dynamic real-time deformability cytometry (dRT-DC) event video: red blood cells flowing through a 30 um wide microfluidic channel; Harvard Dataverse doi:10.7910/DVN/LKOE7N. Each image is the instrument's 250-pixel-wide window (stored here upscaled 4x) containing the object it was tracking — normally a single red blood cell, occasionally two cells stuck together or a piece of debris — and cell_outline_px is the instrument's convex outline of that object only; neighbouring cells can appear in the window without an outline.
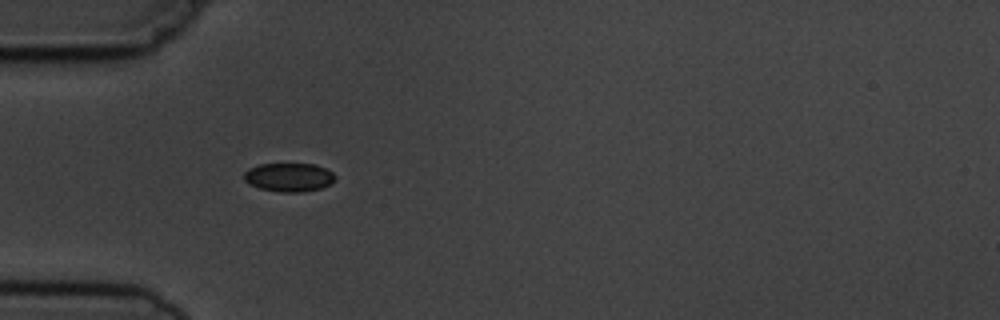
{"species": "common noctule bat (a hibernating species)", "species_latin": "Nyctalus noctula", "temperature_condition": "cold", "stored_images_in_passage": 7, "camera_frame_rate_fps": 3000, "um_per_image_px": 0.085, "animal": {"sex": "male", "body_mass_g": 19.5, "forearm_length_mm": 54.6}, "frame": {"image": 1, "passage_image": 1, "time_ms": 0.0, "image_size_px": [1000, 320], "cell_outline_px": [[336, 180], [332, 184], [320, 188], [304, 192], [280, 192], [260, 188], [244, 180], [244, 172], [248, 168], [260, 164], [316, 164], [332, 172], [336, 176]], "centroid_in_image_um": [24.6, 15.06], "position_along_channel_um": 60.4, "area_um2": 15.26}}
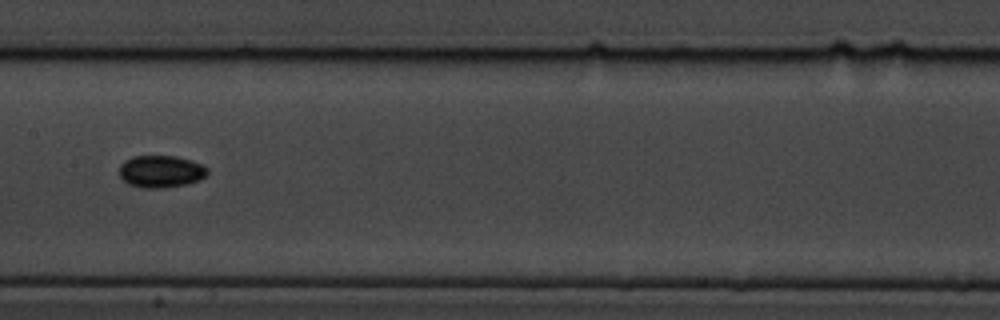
{"frame": {"image": 2, "passage_image": 4, "time_ms": 3.667, "image_size_px": [1000, 320], "cell_outline_px": [[208, 172], [200, 180], [188, 184], [164, 188], [144, 188], [128, 184], [120, 176], [120, 164], [124, 160], [132, 156], [176, 156], [192, 160], [204, 164], [208, 168]], "centroid_in_image_um": [13.7, 14.57], "position_along_channel_um": 193.7, "area_um2": 16.76}}
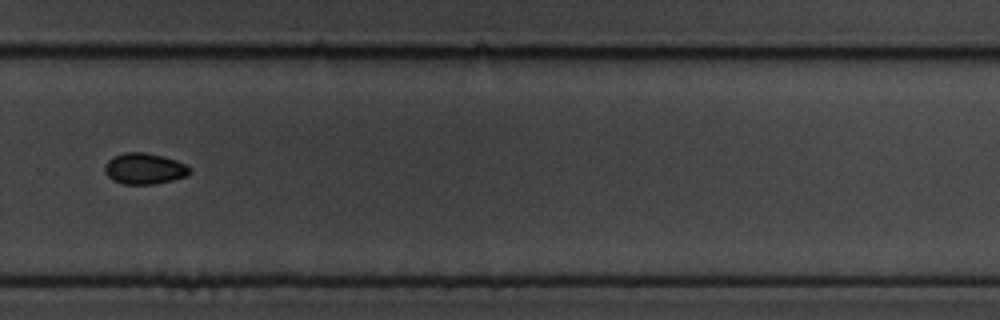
{"frame": {"image": 3, "passage_image": 7, "time_ms": 7.0, "image_size_px": [1000, 320], "cell_outline_px": [[192, 172], [184, 176], [172, 180], [156, 184], [124, 184], [112, 180], [104, 172], [104, 164], [112, 156], [124, 152], [144, 152], [164, 156], [188, 164], [192, 168]], "centroid_in_image_um": [12.28, 14.32], "position_along_channel_um": 317.5, "area_um2": 15.66}}